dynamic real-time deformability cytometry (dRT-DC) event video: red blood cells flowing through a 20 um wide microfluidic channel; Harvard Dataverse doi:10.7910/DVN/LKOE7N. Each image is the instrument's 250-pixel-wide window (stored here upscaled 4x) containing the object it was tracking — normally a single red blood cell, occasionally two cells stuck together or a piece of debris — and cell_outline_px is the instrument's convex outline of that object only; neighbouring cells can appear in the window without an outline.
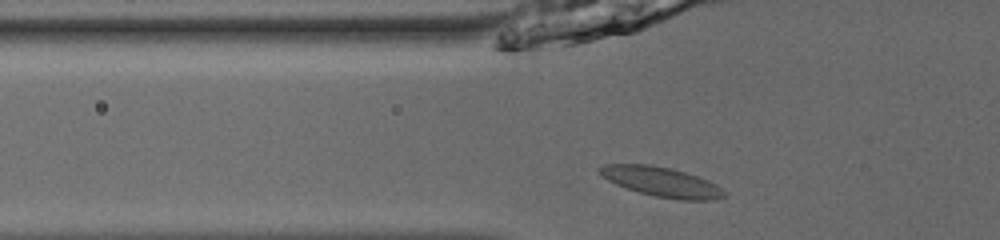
{"species": "common noctule bat (a hibernating species)", "species_latin": "Nyctalus noctula", "temperature_condition": "room temperature", "stored_images_in_passage": 35, "camera_frame_rate_fps": 3000, "um_per_image_px": 0.085, "animal": {"sex": "male", "body_mass_g": 13.0, "forearm_length_mm": 53.1}, "frame": {"image": 1, "passage_image": 2, "time_ms": 0.333, "image_size_px": [1000, 240], "cell_outline_px": [[728, 196], [712, 200], [680, 200], [656, 196], [640, 192], [616, 184], [608, 180], [596, 172], [596, 168], [604, 164], [648, 164], [672, 168], [708, 180], [716, 184], [728, 192]], "centroid_in_image_um": [56.24, 15.45], "position_along_channel_um": 69.6, "area_um2": 21.68}}
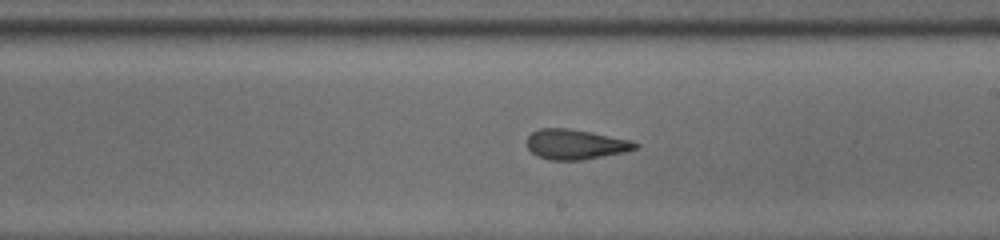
{"frame": {"image": 2, "passage_image": 15, "time_ms": 4.667, "image_size_px": [1000, 240], "cell_outline_px": [[640, 144], [636, 148], [624, 152], [580, 160], [552, 160], [540, 156], [532, 152], [528, 148], [528, 136], [532, 132], [540, 128], [568, 128], [592, 132], [632, 140]], "centroid_in_image_um": [48.94, 12.25], "position_along_channel_um": 240.1, "area_um2": 18.79}}
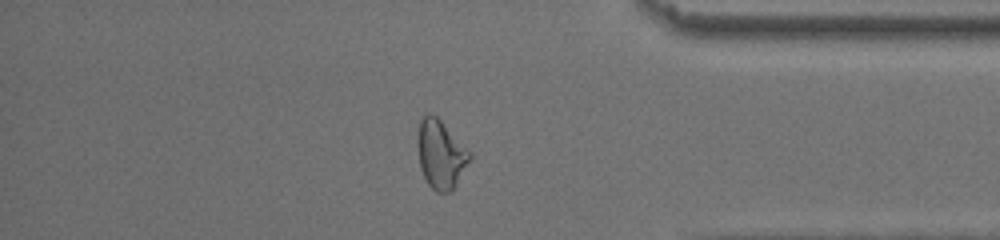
{"frame": {"image": 3, "passage_image": 28, "time_ms": 9.0, "image_size_px": [1000, 240], "cell_outline_px": [[472, 156], [452, 188], [448, 192], [436, 192], [428, 184], [420, 168], [420, 120], [428, 112], [436, 116], [472, 152]], "centroid_in_image_um": [37.5, 13.11], "position_along_channel_um": 397.7, "area_um2": 19.88}, "authors_computed_cell_mechanics": {"area_um2": 19.4208, "velocity_mm_per_s": 3.948, "shape_relaxation_time_tau1_ms": 4.9554, "shape_relaxation_time_tau2_ms": 1.92, "deformation_change_tau1": 0.1602, "deformation_change_tau2": 0.0759}}